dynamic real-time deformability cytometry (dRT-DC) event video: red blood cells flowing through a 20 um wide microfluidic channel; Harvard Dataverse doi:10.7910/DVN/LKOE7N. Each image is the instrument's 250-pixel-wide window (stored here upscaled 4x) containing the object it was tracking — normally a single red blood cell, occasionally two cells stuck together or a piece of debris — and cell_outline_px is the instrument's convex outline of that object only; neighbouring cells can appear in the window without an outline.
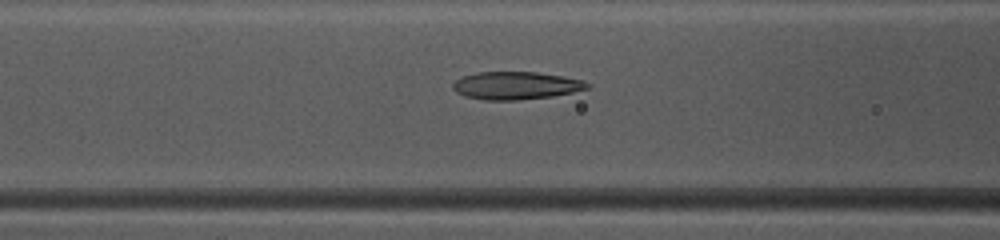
{"species": "common noctule bat (a hibernating species)", "species_latin": "Nyctalus noctula", "temperature_condition": "warm", "stored_images_in_passage": 39, "camera_frame_rate_fps": 3000, "um_per_image_px": 0.085, "animal": {"sex": "female", "body_mass_g": 10.0, "forearm_length_mm": 53.1}, "frame": {"image": 1, "passage_image": 11, "time_ms": 3.333, "image_size_px": [1000, 240], "cell_outline_px": [[592, 84], [588, 88], [572, 92], [552, 96], [516, 100], [484, 100], [464, 96], [456, 92], [452, 88], [452, 84], [456, 80], [464, 76], [476, 72], [536, 72], [564, 76], [584, 80]], "centroid_in_image_um": [43.86, 7.27], "position_along_channel_um": 122.7, "area_um2": 21.79}}
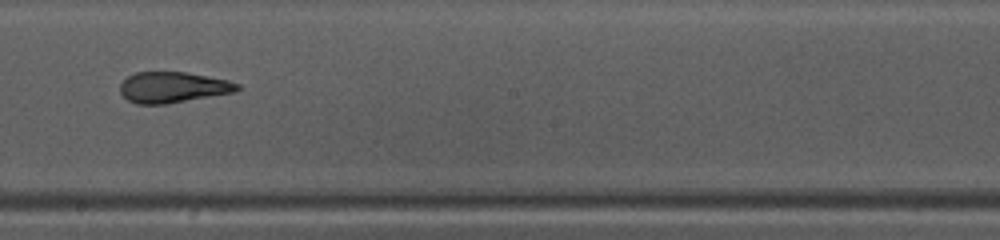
{"frame": {"image": 2, "passage_image": 19, "time_ms": 6.0, "image_size_px": [1000, 240], "cell_outline_px": [[240, 88], [236, 92], [164, 104], [136, 104], [128, 100], [120, 92], [120, 84], [128, 76], [136, 72], [184, 72], [228, 80], [240, 84]], "centroid_in_image_um": [14.69, 7.42], "position_along_channel_um": 233.5, "area_um2": 20.92}}
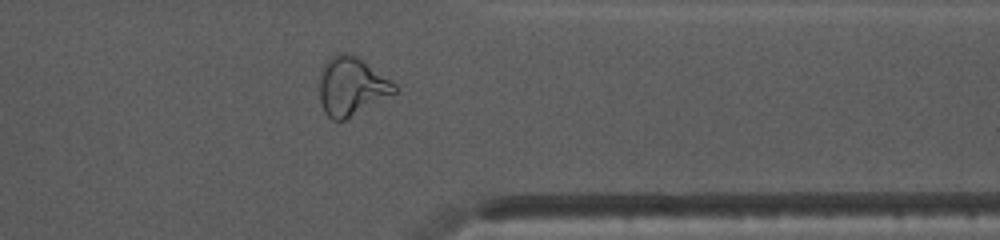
{"frame": {"image": 3, "passage_image": 30, "time_ms": 9.667, "image_size_px": [1000, 240], "cell_outline_px": [[400, 92], [344, 120], [332, 120], [324, 112], [320, 100], [320, 68], [336, 52], [348, 52], [356, 56], [392, 80], [400, 88]], "centroid_in_image_um": [29.92, 7.34], "position_along_channel_um": 381.5, "area_um2": 25.95}, "authors_computed_cell_mechanics": {"area_um2": 22.1952, "velocity_mm_per_s": 4.1452, "shape_relaxation_time_tau1_ms": null, "shape_relaxation_time_tau2_ms": 1.8578, "deformation_change_tau1": null, "deformation_change_tau2": 0.0758}}